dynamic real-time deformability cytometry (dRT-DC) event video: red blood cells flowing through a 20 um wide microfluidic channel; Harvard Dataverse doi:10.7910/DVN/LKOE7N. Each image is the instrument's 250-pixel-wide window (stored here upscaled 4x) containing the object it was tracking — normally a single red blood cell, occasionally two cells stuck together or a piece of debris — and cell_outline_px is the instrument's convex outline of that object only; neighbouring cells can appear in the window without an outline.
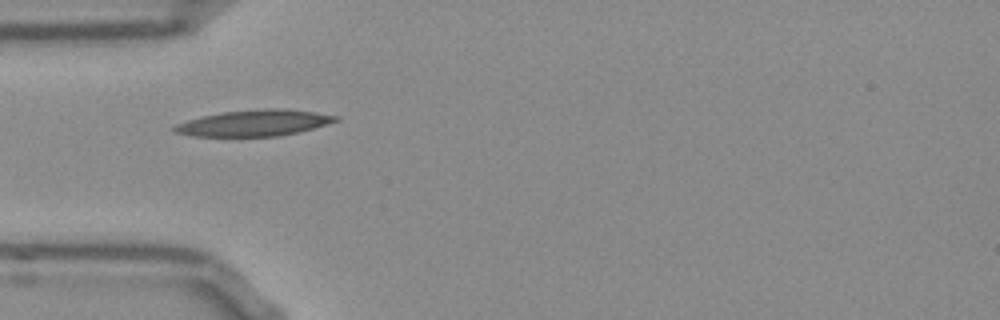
{"species": "Egyptian fruit bat (a non-hibernating species)", "species_latin": "Rousettus aegyptiacus", "temperature_condition": "room temperature", "stored_images_in_passage": 17, "camera_frame_rate_fps": 3000, "um_per_image_px": 0.085, "frame": {"image": 1, "passage_image": 1, "time_ms": 0.0, "image_size_px": [1000, 320], "cell_outline_px": [[340, 120], [312, 128], [296, 132], [276, 136], [192, 136], [172, 132], [172, 128], [176, 124], [188, 120], [220, 112], [264, 108], [288, 108], [316, 112], [340, 116]], "centroid_in_image_um": [21.61, 10.44], "position_along_channel_um": 63.4, "area_um2": 24.62}}